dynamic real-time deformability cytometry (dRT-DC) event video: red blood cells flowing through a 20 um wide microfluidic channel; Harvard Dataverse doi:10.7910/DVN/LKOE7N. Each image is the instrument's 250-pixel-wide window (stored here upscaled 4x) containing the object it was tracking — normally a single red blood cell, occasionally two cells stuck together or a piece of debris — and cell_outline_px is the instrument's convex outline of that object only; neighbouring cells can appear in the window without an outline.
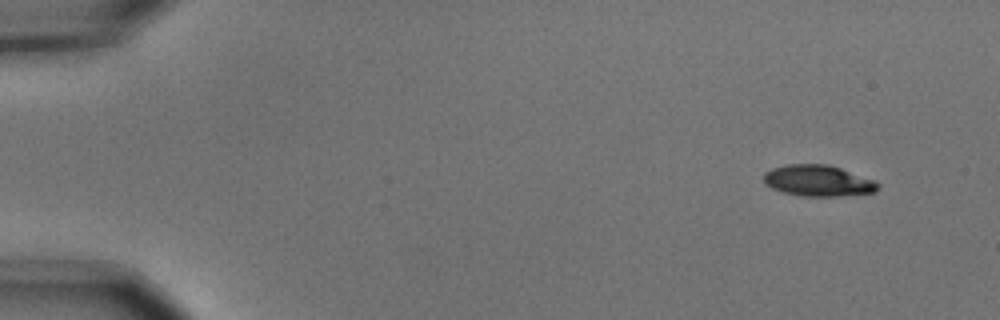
{"species": "common noctule bat (a hibernating species)", "species_latin": "Nyctalus noctula", "temperature_condition": "cold", "stored_images_in_passage": 7, "camera_frame_rate_fps": 3000, "um_per_image_px": 0.085, "animal": {"sex": "male", "body_mass_g": 15.6}, "frame": {"image": 1, "passage_image": 1, "time_ms": 0.0, "image_size_px": [1000, 320], "cell_outline_px": [[880, 188], [876, 192], [840, 196], [800, 196], [784, 192], [772, 188], [764, 180], [764, 172], [772, 168], [788, 164], [828, 164], [876, 180], [880, 184]], "centroid_in_image_um": [69.59, 15.36], "position_along_channel_um": 15.4, "area_um2": 20.81}}
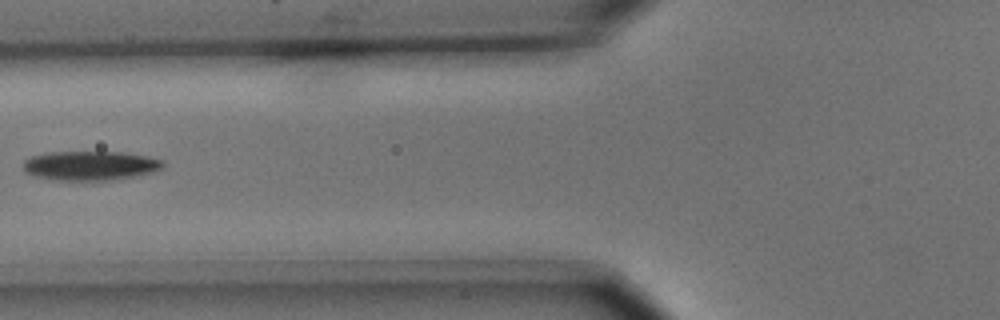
{"frame": {"image": 2, "passage_image": 6, "time_ms": 1.667, "image_size_px": [1000, 320], "cell_outline_px": [[164, 168], [152, 172], [136, 176], [104, 180], [60, 180], [32, 176], [24, 172], [24, 160], [32, 156], [52, 152], [124, 152], [164, 160]], "centroid_in_image_um": [7.68, 14.08], "position_along_channel_um": 118.1, "area_um2": 23.76}}
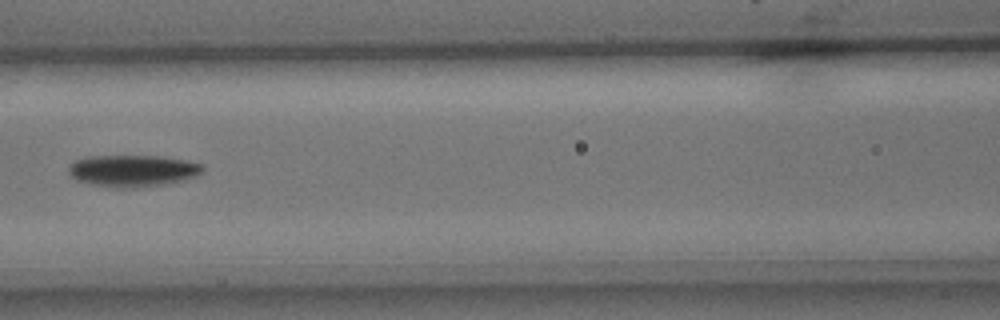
{"frame": {"image": 3, "passage_image": 7, "time_ms": 2.0, "image_size_px": [1000, 320], "cell_outline_px": [[204, 172], [196, 176], [172, 184], [136, 188], [116, 188], [92, 184], [76, 180], [68, 172], [68, 164], [72, 160], [84, 156], [156, 156], [184, 160], [200, 164], [204, 168]], "centroid_in_image_um": [11.25, 14.52], "position_along_channel_um": 155.4, "area_um2": 25.26}}